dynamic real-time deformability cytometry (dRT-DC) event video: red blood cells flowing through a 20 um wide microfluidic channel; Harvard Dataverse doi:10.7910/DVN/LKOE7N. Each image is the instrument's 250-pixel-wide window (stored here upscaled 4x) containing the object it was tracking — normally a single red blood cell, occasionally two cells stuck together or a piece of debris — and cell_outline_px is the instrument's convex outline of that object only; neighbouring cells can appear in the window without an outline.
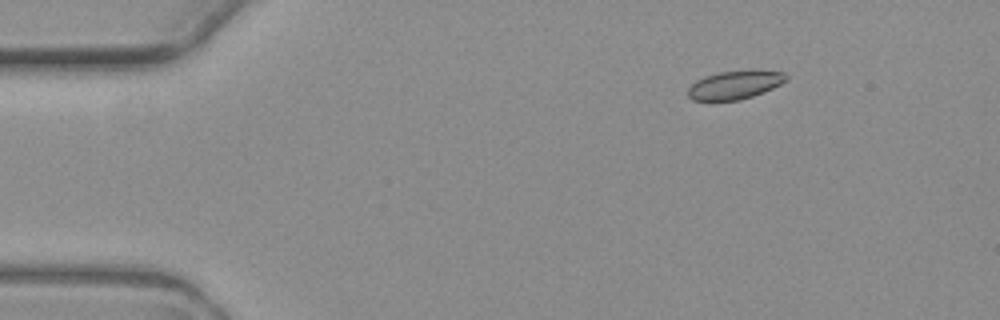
{"species": "common noctule bat (a hibernating species)", "species_latin": "Nyctalus noctula", "temperature_condition": "warm", "stored_images_in_passage": 6, "camera_frame_rate_fps": 3000, "um_per_image_px": 0.085, "animal": {"sex": "female", "body_mass_g": 19.3, "forearm_length_mm": 54.1}, "frame": {"image": 1, "passage_image": 1, "time_ms": 0.0, "image_size_px": [1000, 320], "cell_outline_px": [[788, 80], [764, 92], [740, 100], [692, 100], [688, 96], [688, 88], [696, 80], [704, 76], [716, 72], [748, 68], [752, 68], [784, 72], [788, 76]], "centroid_in_image_um": [62.5, 7.17], "position_along_channel_um": 22.5, "area_um2": 16.82}}
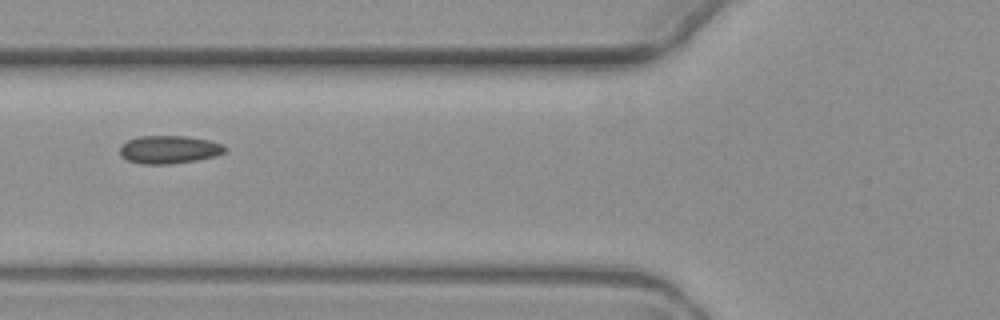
{"frame": {"image": 2, "passage_image": 5, "time_ms": 4.667, "image_size_px": [1000, 320], "cell_outline_px": [[228, 148], [224, 152], [216, 156], [196, 160], [168, 164], [140, 164], [128, 160], [120, 156], [120, 144], [128, 140], [140, 136], [188, 136], [208, 140], [224, 144]], "centroid_in_image_um": [14.37, 12.71], "position_along_channel_um": 111.4, "area_um2": 17.28}}
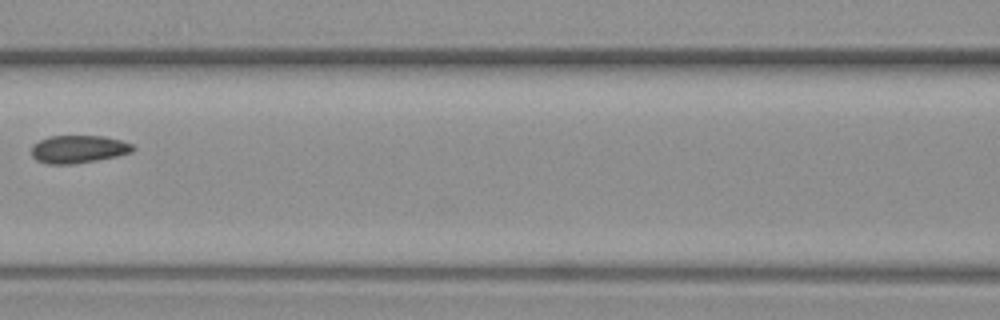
{"frame": {"image": 3, "passage_image": 6, "time_ms": 6.0, "image_size_px": [1000, 320], "cell_outline_px": [[136, 148], [132, 152], [116, 156], [96, 160], [72, 164], [48, 164], [36, 160], [32, 156], [32, 144], [48, 136], [104, 136], [120, 140], [132, 144]], "centroid_in_image_um": [6.65, 12.67], "position_along_channel_um": 159.9, "area_um2": 16.42}}